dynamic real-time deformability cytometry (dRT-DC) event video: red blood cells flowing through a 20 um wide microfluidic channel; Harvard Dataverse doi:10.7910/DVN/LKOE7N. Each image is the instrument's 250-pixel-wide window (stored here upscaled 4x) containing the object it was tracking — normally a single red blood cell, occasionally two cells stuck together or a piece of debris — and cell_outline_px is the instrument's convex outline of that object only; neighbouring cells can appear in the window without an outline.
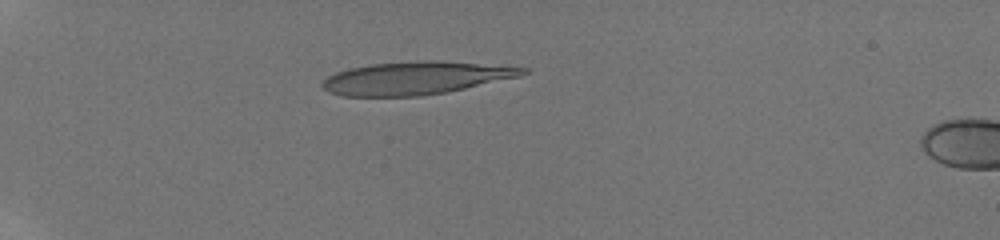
{"species": "human", "species_latin": "Homo sapiens", "temperature_condition": "room temperature", "stored_images_in_passage": 38, "camera_frame_rate_fps": 3000, "um_per_image_px": 0.085, "donor": {"sex": "male"}, "frame": {"image": 1, "passage_image": 1, "time_ms": 0.0, "image_size_px": [1000, 240], "cell_outline_px": [[532, 72], [520, 76], [448, 92], [420, 96], [340, 96], [328, 92], [320, 84], [328, 76], [336, 72], [348, 68], [368, 64], [416, 60], [440, 60], [528, 68]], "centroid_in_image_um": [35.33, 6.63], "position_along_channel_um": 49.7, "area_um2": 38.73}}
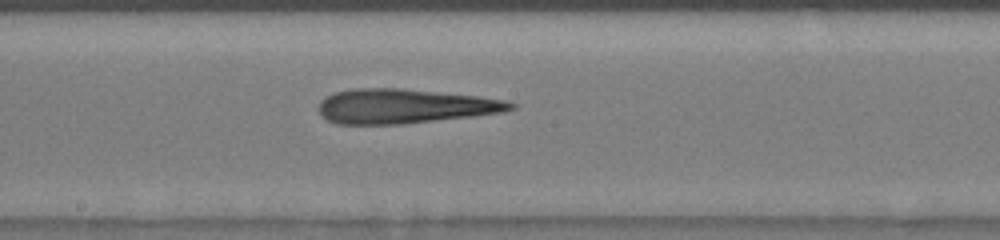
{"frame": {"image": 2, "passage_image": 17, "time_ms": 5.333, "image_size_px": [1000, 240], "cell_outline_px": [[516, 108], [504, 112], [472, 116], [400, 124], [336, 124], [320, 116], [320, 100], [336, 92], [352, 88], [400, 88], [476, 96], [504, 100], [516, 104]], "centroid_in_image_um": [34.37, 9.03], "position_along_channel_um": 213.8, "area_um2": 38.32}}
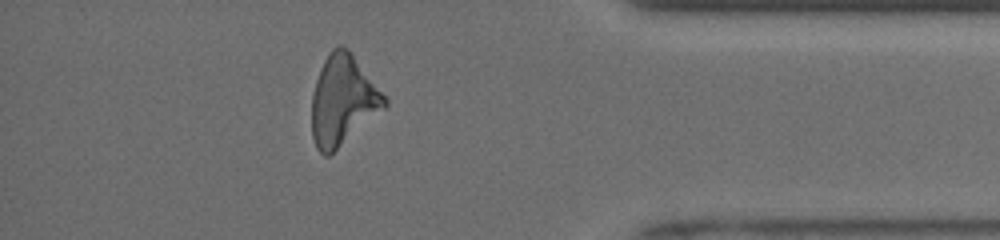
{"frame": {"image": 3, "passage_image": 33, "time_ms": 10.667, "image_size_px": [1000, 240], "cell_outline_px": [[388, 104], [384, 108], [328, 156], [324, 156], [316, 148], [312, 136], [312, 96], [316, 80], [320, 68], [328, 52], [332, 48], [340, 44], [348, 48], [388, 100]], "centroid_in_image_um": [29.11, 8.5], "position_along_channel_um": 406.1, "area_um2": 37.57}, "authors_computed_cell_mechanics": {"area_um2": 38.148, "velocity_mm_per_s": 3.9772, "shape_relaxation_time_tau1_ms": null, "shape_relaxation_time_tau2_ms": 7.2573, "deformation_change_tau1": null, "deformation_change_tau2": 0.2885}}